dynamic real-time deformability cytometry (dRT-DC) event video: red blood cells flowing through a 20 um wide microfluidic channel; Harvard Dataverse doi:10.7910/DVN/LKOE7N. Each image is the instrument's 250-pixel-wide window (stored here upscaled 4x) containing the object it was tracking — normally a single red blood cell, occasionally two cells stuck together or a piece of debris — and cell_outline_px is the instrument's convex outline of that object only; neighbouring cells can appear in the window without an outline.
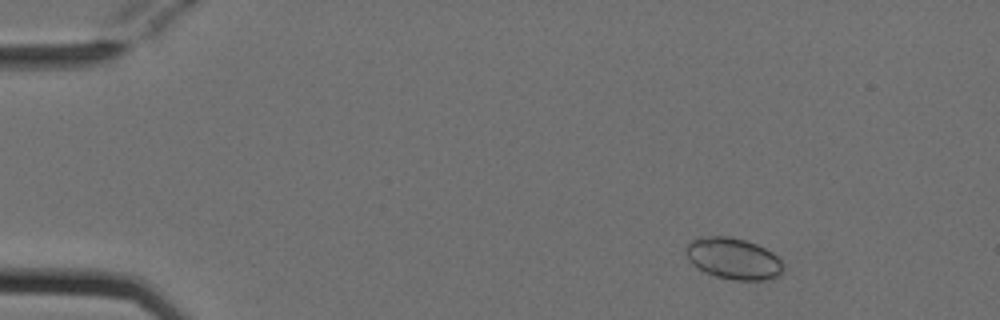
{"species": "Egyptian fruit bat (a non-hibernating species)", "species_latin": "Rousettus aegyptiacus", "temperature_condition": "cold", "stored_images_in_passage": 6, "camera_frame_rate_fps": 3000, "um_per_image_px": 0.085, "animal": {"sex": "female"}, "frame": {"image": 1, "passage_image": 1, "time_ms": 0.0, "image_size_px": [1000, 320], "cell_outline_px": [[784, 268], [776, 276], [764, 280], [732, 280], [716, 276], [704, 272], [696, 268], [688, 260], [684, 252], [688, 244], [692, 240], [700, 236], [728, 236], [744, 240], [756, 244], [772, 252], [780, 260]], "centroid_in_image_um": [62.28, 21.97], "position_along_channel_um": 22.7, "area_um2": 23.47}}
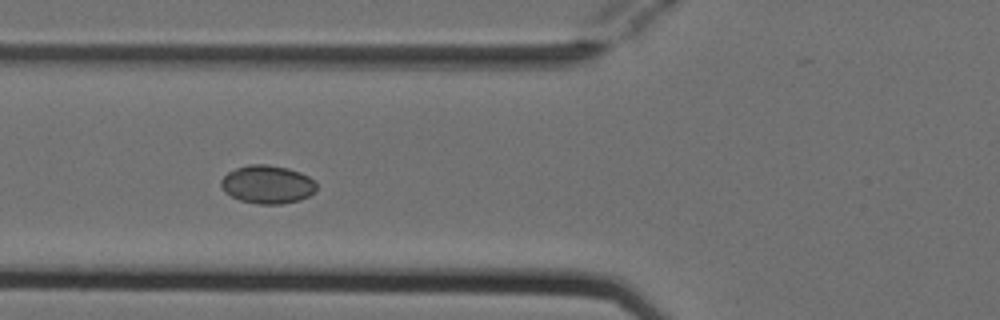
{"frame": {"image": 2, "passage_image": 5, "time_ms": 1.333, "image_size_px": [1000, 320], "cell_outline_px": [[316, 192], [300, 200], [280, 204], [260, 204], [240, 200], [224, 192], [220, 184], [220, 180], [228, 172], [236, 168], [248, 164], [268, 164], [288, 168], [300, 172], [308, 176], [316, 184]], "centroid_in_image_um": [22.72, 15.67], "position_along_channel_um": 103.1, "area_um2": 21.33}}
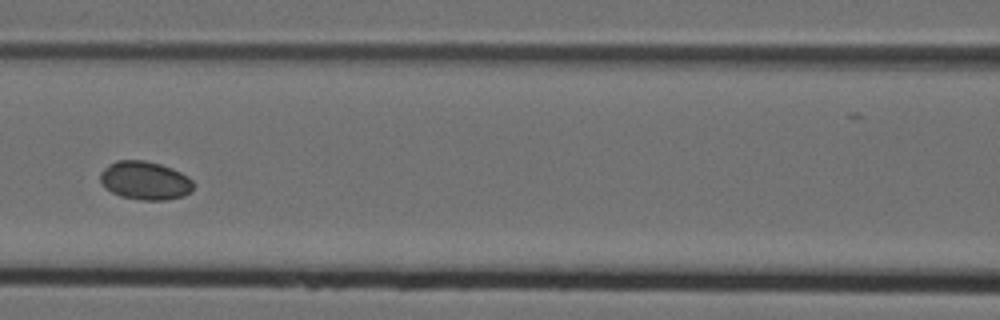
{"frame": {"image": 3, "passage_image": 6, "time_ms": 1.667, "image_size_px": [1000, 320], "cell_outline_px": [[192, 188], [184, 196], [164, 200], [140, 200], [120, 196], [104, 188], [100, 180], [100, 172], [108, 164], [116, 160], [144, 160], [160, 164], [172, 168], [188, 176], [192, 180]], "centroid_in_image_um": [12.29, 15.34], "position_along_channel_um": 154.3, "area_um2": 20.92}}